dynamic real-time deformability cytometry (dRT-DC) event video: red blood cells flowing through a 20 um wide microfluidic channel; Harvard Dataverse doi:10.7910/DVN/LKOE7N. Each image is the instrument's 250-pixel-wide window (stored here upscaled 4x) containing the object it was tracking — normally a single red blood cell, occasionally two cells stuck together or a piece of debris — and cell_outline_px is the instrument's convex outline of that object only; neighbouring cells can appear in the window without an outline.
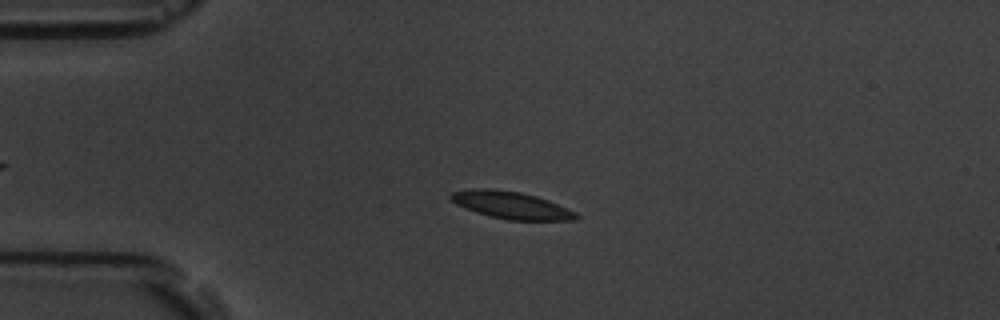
{"species": "common noctule bat (a hibernating species)", "species_latin": "Nyctalus noctula", "temperature_condition": "room temperature", "stored_images_in_passage": 6, "camera_frame_rate_fps": 3000, "um_per_image_px": 0.085, "animal": {"sex": "male", "body_mass_g": 19.5, "forearm_length_mm": 54.6}, "frame": {"image": 1, "passage_image": 4, "time_ms": 3.333, "image_size_px": [1000, 320], "cell_outline_px": [[580, 216], [576, 220], [508, 220], [476, 212], [456, 204], [448, 200], [448, 196], [452, 192], [476, 188], [488, 188], [520, 192], [536, 196], [548, 200], [576, 212]], "centroid_in_image_um": [43.43, 17.43], "position_along_channel_um": 41.6, "area_um2": 19.83}}
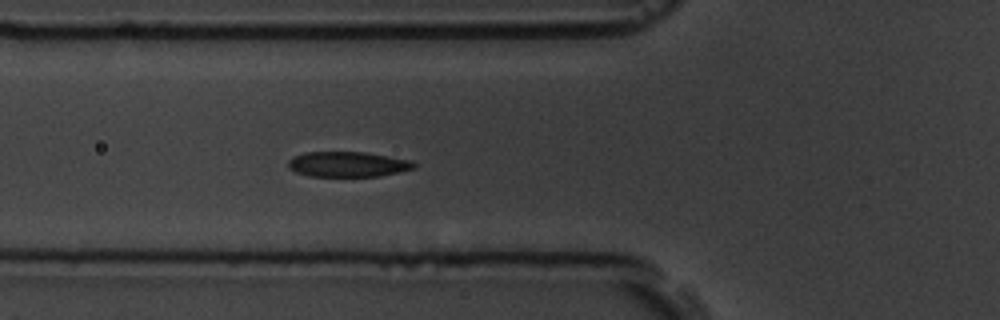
{"frame": {"image": 2, "passage_image": 6, "time_ms": 5.667, "image_size_px": [1000, 320], "cell_outline_px": [[416, 168], [400, 172], [380, 176], [308, 176], [296, 172], [288, 168], [288, 160], [292, 156], [304, 152], [364, 152], [412, 160], [416, 164]], "centroid_in_image_um": [29.56, 13.96], "position_along_channel_um": 96.2, "area_um2": 18.67}}